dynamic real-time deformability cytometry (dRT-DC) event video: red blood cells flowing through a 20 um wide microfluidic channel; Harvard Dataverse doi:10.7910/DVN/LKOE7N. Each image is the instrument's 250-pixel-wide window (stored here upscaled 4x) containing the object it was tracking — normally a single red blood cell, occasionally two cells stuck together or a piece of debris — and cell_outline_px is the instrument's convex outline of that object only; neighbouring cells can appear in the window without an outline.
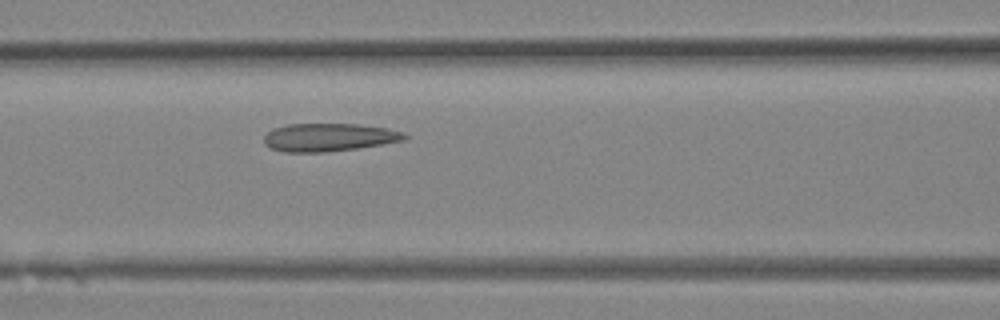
{"species": "Egyptian fruit bat (a non-hibernating species)", "species_latin": "Rousettus aegyptiacus", "temperature_condition": "room temperature", "stored_images_in_passage": 15, "camera_frame_rate_fps": 3000, "um_per_image_px": 0.085, "animal": {"sex": "female"}, "frame": {"image": 1, "passage_image": 11, "time_ms": 3.333, "image_size_px": [1000, 320], "cell_outline_px": [[408, 136], [404, 140], [356, 148], [324, 152], [284, 152], [272, 148], [264, 144], [264, 136], [272, 128], [288, 124], [356, 124], [388, 128], [404, 132]], "centroid_in_image_um": [27.93, 11.66], "position_along_channel_um": 138.7, "area_um2": 22.83}}
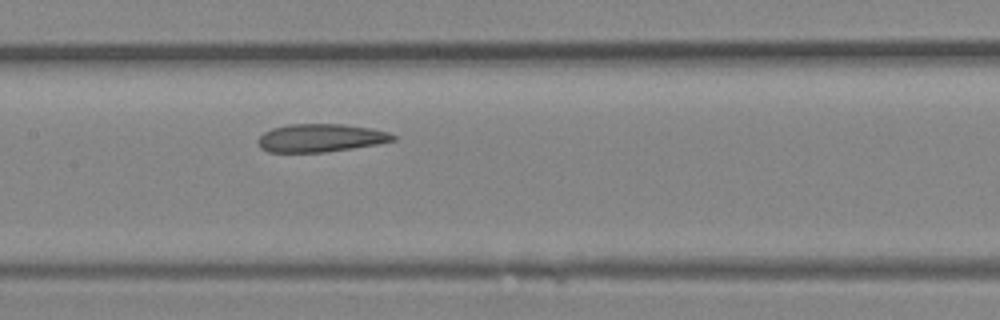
{"frame": {"image": 2, "passage_image": 13, "time_ms": 4.0, "image_size_px": [1000, 320], "cell_outline_px": [[396, 140], [376, 144], [352, 148], [324, 152], [268, 152], [260, 148], [256, 140], [264, 132], [272, 128], [288, 124], [344, 124], [372, 128], [388, 132], [396, 136]], "centroid_in_image_um": [27.23, 11.72], "position_along_channel_um": 180.2, "area_um2": 22.14}}
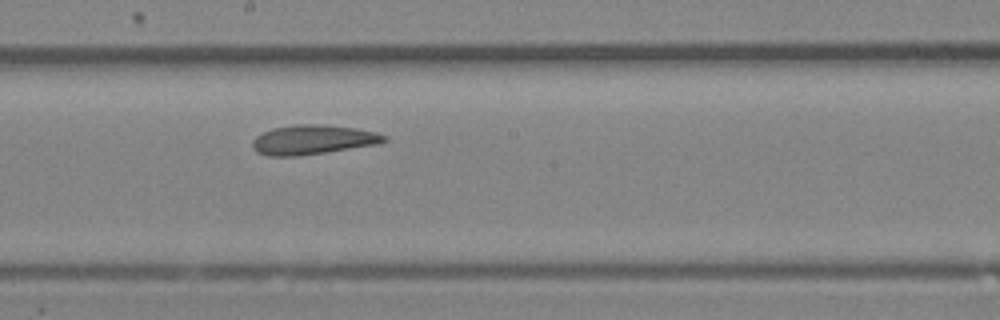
{"frame": {"image": 3, "passage_image": 15, "time_ms": 4.667, "image_size_px": [1000, 320], "cell_outline_px": [[388, 140], [376, 144], [324, 152], [296, 156], [268, 156], [256, 152], [252, 148], [252, 140], [256, 136], [272, 128], [296, 124], [324, 124], [356, 128], [376, 132], [388, 136]], "centroid_in_image_um": [26.57, 11.86], "position_along_channel_um": 221.6, "area_um2": 22.6}}